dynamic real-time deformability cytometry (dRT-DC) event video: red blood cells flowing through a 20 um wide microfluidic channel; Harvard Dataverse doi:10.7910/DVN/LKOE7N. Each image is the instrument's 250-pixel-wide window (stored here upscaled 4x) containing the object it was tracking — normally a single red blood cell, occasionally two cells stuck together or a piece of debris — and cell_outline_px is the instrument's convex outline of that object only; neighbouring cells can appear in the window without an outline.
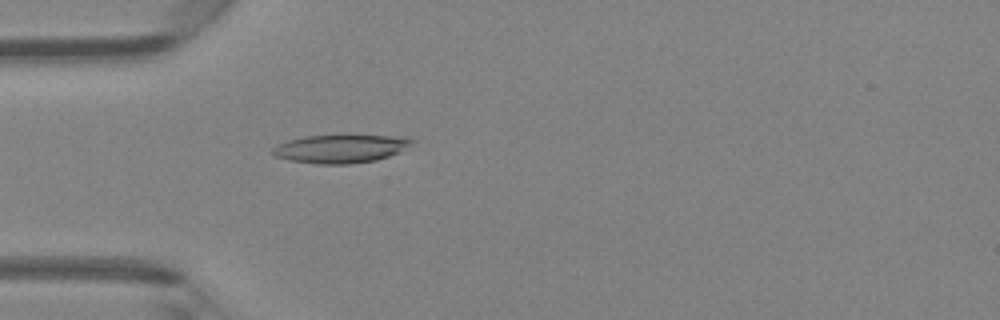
{"species": "Egyptian fruit bat (a non-hibernating species)", "species_latin": "Rousettus aegyptiacus", "temperature_condition": "room temperature", "stored_images_in_passage": 38, "camera_frame_rate_fps": 3000, "um_per_image_px": 0.085, "animal": {"sex": "female"}, "frame": {"image": 1, "passage_image": 5, "time_ms": 1.333, "image_size_px": [1000, 320], "cell_outline_px": [[416, 140], [400, 152], [376, 160], [348, 164], [320, 164], [288, 160], [276, 156], [272, 152], [272, 148], [288, 140], [304, 136], [344, 132], [408, 136]], "centroid_in_image_um": [29.04, 12.57], "position_along_channel_um": 56.0, "area_um2": 24.22}}
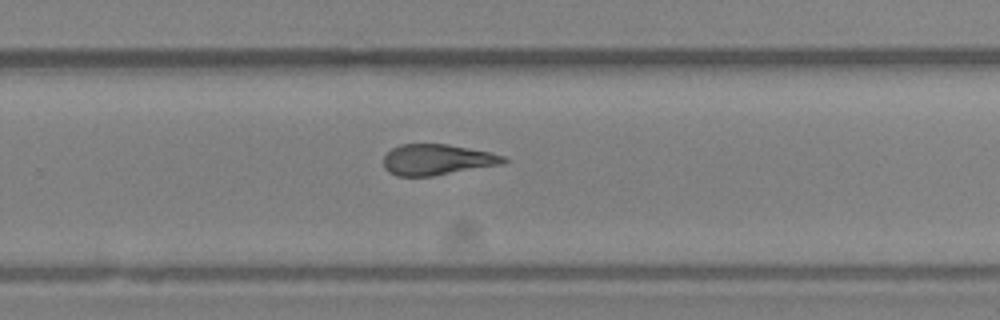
{"frame": {"image": 2, "passage_image": 22, "time_ms": 7.0, "image_size_px": [1000, 320], "cell_outline_px": [[508, 160], [504, 164], [432, 176], [396, 176], [388, 172], [384, 168], [384, 156], [392, 148], [400, 144], [448, 144], [488, 152], [504, 156]], "centroid_in_image_um": [37.14, 13.58], "position_along_channel_um": 292.7, "area_um2": 21.56}}
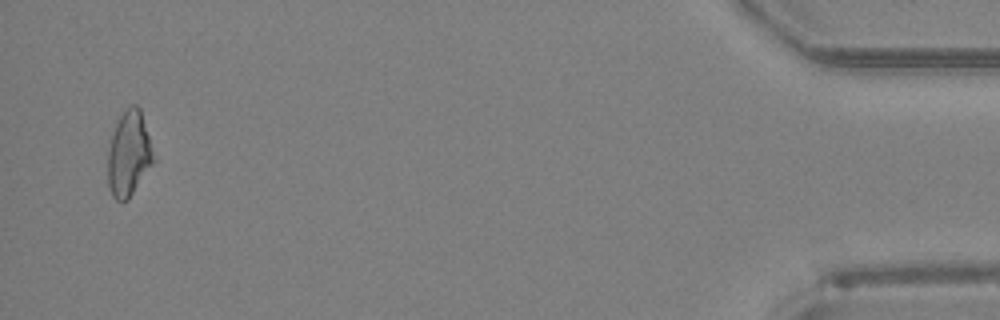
{"frame": {"image": 3, "passage_image": 37, "time_ms": 12.0, "image_size_px": [1000, 320], "cell_outline_px": [[156, 160], [128, 200], [116, 200], [112, 196], [108, 184], [108, 152], [112, 136], [116, 124], [120, 116], [132, 104], [136, 104], [140, 108]], "centroid_in_image_um": [10.97, 13.1], "position_along_channel_um": 424.2, "area_um2": 22.48}, "authors_computed_cell_mechanics": {"area_um2": 22.4842, "velocity_mm_per_s": 4.291, "shape_relaxation_time_tau1_ms": null, "shape_relaxation_time_tau2_ms": 2.8933, "deformation_change_tau1": null, "deformation_change_tau2": 0.1226}}